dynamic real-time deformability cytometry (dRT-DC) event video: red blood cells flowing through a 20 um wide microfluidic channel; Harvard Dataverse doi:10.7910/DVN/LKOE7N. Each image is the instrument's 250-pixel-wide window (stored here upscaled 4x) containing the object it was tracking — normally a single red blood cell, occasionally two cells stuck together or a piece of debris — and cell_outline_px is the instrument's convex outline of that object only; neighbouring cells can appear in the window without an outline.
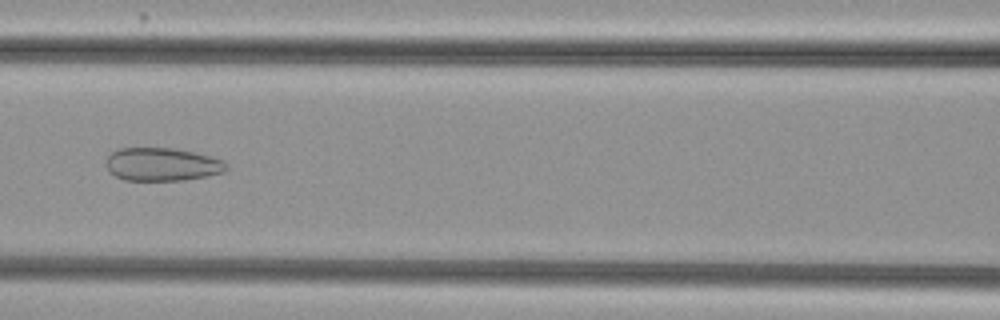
{"species": "common noctule bat (a hibernating species)", "species_latin": "Nyctalus noctula", "temperature_condition": "cold", "stored_images_in_passage": 47, "camera_frame_rate_fps": 3000, "um_per_image_px": 0.085, "animal": {"sex": "female", "body_mass_g": 29.2, "forearm_length_mm": 56.3}, "frame": {"image": 1, "passage_image": 21, "time_ms": 6.667, "image_size_px": [1000, 320], "cell_outline_px": [[228, 168], [224, 172], [208, 176], [184, 180], [124, 180], [108, 172], [104, 164], [108, 156], [112, 152], [120, 148], [176, 148], [212, 156], [224, 160], [228, 164]], "centroid_in_image_um": [13.79, 13.97], "position_along_channel_um": 152.8, "area_um2": 23.58}}
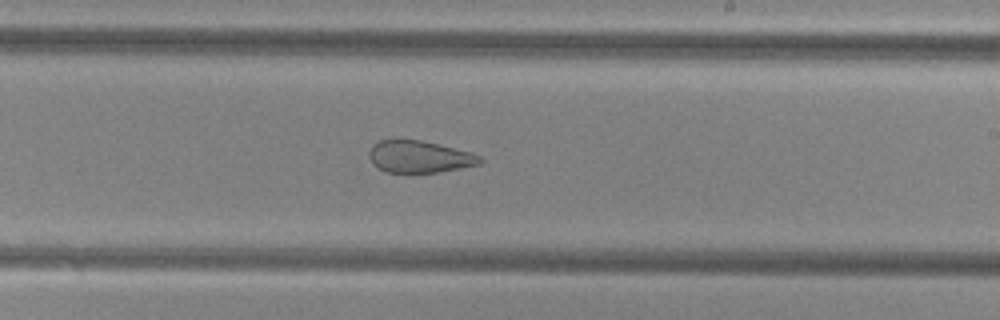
{"frame": {"image": 2, "passage_image": 29, "time_ms": 9.333, "image_size_px": [1000, 320], "cell_outline_px": [[484, 160], [480, 164], [460, 168], [436, 172], [384, 172], [368, 156], [368, 152], [372, 144], [380, 140], [420, 140], [472, 152], [480, 156]], "centroid_in_image_um": [35.67, 13.31], "position_along_channel_um": 253.3, "area_um2": 20.46}}
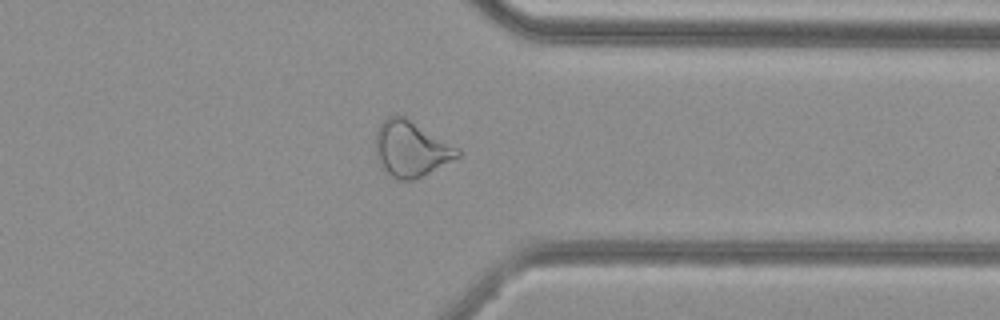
{"frame": {"image": 3, "passage_image": 39, "time_ms": 12.667, "image_size_px": [1000, 320], "cell_outline_px": [[460, 156], [412, 180], [396, 180], [380, 164], [376, 156], [376, 132], [380, 124], [388, 116], [404, 116], [460, 148]], "centroid_in_image_um": [34.93, 12.63], "position_along_channel_um": 376.5, "area_um2": 26.13}}